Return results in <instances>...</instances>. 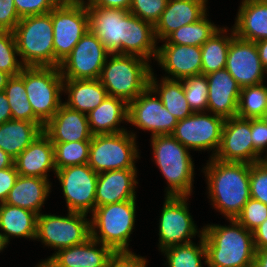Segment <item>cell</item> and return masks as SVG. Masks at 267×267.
Listing matches in <instances>:
<instances>
[{
  "instance_id": "6da1fadb",
  "label": "cell",
  "mask_w": 267,
  "mask_h": 267,
  "mask_svg": "<svg viewBox=\"0 0 267 267\" xmlns=\"http://www.w3.org/2000/svg\"><path fill=\"white\" fill-rule=\"evenodd\" d=\"M212 205L227 219H236L250 197V164L211 158L204 168Z\"/></svg>"
},
{
  "instance_id": "7a4b0ae2",
  "label": "cell",
  "mask_w": 267,
  "mask_h": 267,
  "mask_svg": "<svg viewBox=\"0 0 267 267\" xmlns=\"http://www.w3.org/2000/svg\"><path fill=\"white\" fill-rule=\"evenodd\" d=\"M230 226L207 225L202 228L208 267H250L255 258L253 232L236 219Z\"/></svg>"
},
{
  "instance_id": "3957f363",
  "label": "cell",
  "mask_w": 267,
  "mask_h": 267,
  "mask_svg": "<svg viewBox=\"0 0 267 267\" xmlns=\"http://www.w3.org/2000/svg\"><path fill=\"white\" fill-rule=\"evenodd\" d=\"M111 56L110 61L106 60L104 63L99 80L108 96L118 97L129 103L149 86L152 68L148 60L139 56Z\"/></svg>"
},
{
  "instance_id": "277c9868",
  "label": "cell",
  "mask_w": 267,
  "mask_h": 267,
  "mask_svg": "<svg viewBox=\"0 0 267 267\" xmlns=\"http://www.w3.org/2000/svg\"><path fill=\"white\" fill-rule=\"evenodd\" d=\"M153 156L166 178V196H191L194 164L188 149L172 135L151 137Z\"/></svg>"
},
{
  "instance_id": "5b68a950",
  "label": "cell",
  "mask_w": 267,
  "mask_h": 267,
  "mask_svg": "<svg viewBox=\"0 0 267 267\" xmlns=\"http://www.w3.org/2000/svg\"><path fill=\"white\" fill-rule=\"evenodd\" d=\"M13 34L25 67H54L52 10L22 17Z\"/></svg>"
},
{
  "instance_id": "8992f818",
  "label": "cell",
  "mask_w": 267,
  "mask_h": 267,
  "mask_svg": "<svg viewBox=\"0 0 267 267\" xmlns=\"http://www.w3.org/2000/svg\"><path fill=\"white\" fill-rule=\"evenodd\" d=\"M135 200L96 207L90 221L91 237L114 252L130 251L128 241L135 224Z\"/></svg>"
},
{
  "instance_id": "52a82bcc",
  "label": "cell",
  "mask_w": 267,
  "mask_h": 267,
  "mask_svg": "<svg viewBox=\"0 0 267 267\" xmlns=\"http://www.w3.org/2000/svg\"><path fill=\"white\" fill-rule=\"evenodd\" d=\"M63 77L59 67H24V87L35 116L45 125L62 102Z\"/></svg>"
},
{
  "instance_id": "ba28073f",
  "label": "cell",
  "mask_w": 267,
  "mask_h": 267,
  "mask_svg": "<svg viewBox=\"0 0 267 267\" xmlns=\"http://www.w3.org/2000/svg\"><path fill=\"white\" fill-rule=\"evenodd\" d=\"M135 135L127 131L93 135L88 165L98 174L118 169H136L134 164L139 152Z\"/></svg>"
},
{
  "instance_id": "9c48e42d",
  "label": "cell",
  "mask_w": 267,
  "mask_h": 267,
  "mask_svg": "<svg viewBox=\"0 0 267 267\" xmlns=\"http://www.w3.org/2000/svg\"><path fill=\"white\" fill-rule=\"evenodd\" d=\"M85 2L61 1L52 10L54 67H59L89 30Z\"/></svg>"
},
{
  "instance_id": "30bf717a",
  "label": "cell",
  "mask_w": 267,
  "mask_h": 267,
  "mask_svg": "<svg viewBox=\"0 0 267 267\" xmlns=\"http://www.w3.org/2000/svg\"><path fill=\"white\" fill-rule=\"evenodd\" d=\"M87 214L68 211L67 216L37 215L36 238L58 251L83 244L91 238Z\"/></svg>"
},
{
  "instance_id": "8fae6325",
  "label": "cell",
  "mask_w": 267,
  "mask_h": 267,
  "mask_svg": "<svg viewBox=\"0 0 267 267\" xmlns=\"http://www.w3.org/2000/svg\"><path fill=\"white\" fill-rule=\"evenodd\" d=\"M111 53L90 31L83 35L72 52L60 63L63 79H99Z\"/></svg>"
},
{
  "instance_id": "7c38bea8",
  "label": "cell",
  "mask_w": 267,
  "mask_h": 267,
  "mask_svg": "<svg viewBox=\"0 0 267 267\" xmlns=\"http://www.w3.org/2000/svg\"><path fill=\"white\" fill-rule=\"evenodd\" d=\"M224 122V118L214 114L193 112L190 116L178 120L171 135L187 149L199 151L213 149L210 157L214 158L221 143Z\"/></svg>"
},
{
  "instance_id": "4fadbf2b",
  "label": "cell",
  "mask_w": 267,
  "mask_h": 267,
  "mask_svg": "<svg viewBox=\"0 0 267 267\" xmlns=\"http://www.w3.org/2000/svg\"><path fill=\"white\" fill-rule=\"evenodd\" d=\"M68 211L85 213L96 208L98 173L88 164L68 166L56 170Z\"/></svg>"
},
{
  "instance_id": "5bb4252c",
  "label": "cell",
  "mask_w": 267,
  "mask_h": 267,
  "mask_svg": "<svg viewBox=\"0 0 267 267\" xmlns=\"http://www.w3.org/2000/svg\"><path fill=\"white\" fill-rule=\"evenodd\" d=\"M188 196H166L159 222V248L191 243L198 233L189 213Z\"/></svg>"
},
{
  "instance_id": "9a60e30c",
  "label": "cell",
  "mask_w": 267,
  "mask_h": 267,
  "mask_svg": "<svg viewBox=\"0 0 267 267\" xmlns=\"http://www.w3.org/2000/svg\"><path fill=\"white\" fill-rule=\"evenodd\" d=\"M148 86L135 100L128 103V123L157 135H171L178 123Z\"/></svg>"
},
{
  "instance_id": "2e32d148",
  "label": "cell",
  "mask_w": 267,
  "mask_h": 267,
  "mask_svg": "<svg viewBox=\"0 0 267 267\" xmlns=\"http://www.w3.org/2000/svg\"><path fill=\"white\" fill-rule=\"evenodd\" d=\"M89 30L111 54L125 55L127 10L103 8L87 2Z\"/></svg>"
},
{
  "instance_id": "e0dca14e",
  "label": "cell",
  "mask_w": 267,
  "mask_h": 267,
  "mask_svg": "<svg viewBox=\"0 0 267 267\" xmlns=\"http://www.w3.org/2000/svg\"><path fill=\"white\" fill-rule=\"evenodd\" d=\"M215 159L222 162L255 163V148L251 139V119H225L221 143Z\"/></svg>"
},
{
  "instance_id": "ac0fdd59",
  "label": "cell",
  "mask_w": 267,
  "mask_h": 267,
  "mask_svg": "<svg viewBox=\"0 0 267 267\" xmlns=\"http://www.w3.org/2000/svg\"><path fill=\"white\" fill-rule=\"evenodd\" d=\"M225 68L241 88L263 83L266 73L256 43L236 35L230 41Z\"/></svg>"
},
{
  "instance_id": "d6986e66",
  "label": "cell",
  "mask_w": 267,
  "mask_h": 267,
  "mask_svg": "<svg viewBox=\"0 0 267 267\" xmlns=\"http://www.w3.org/2000/svg\"><path fill=\"white\" fill-rule=\"evenodd\" d=\"M208 81L207 111L224 119L237 116L241 87L226 68L206 75Z\"/></svg>"
},
{
  "instance_id": "ffe728a7",
  "label": "cell",
  "mask_w": 267,
  "mask_h": 267,
  "mask_svg": "<svg viewBox=\"0 0 267 267\" xmlns=\"http://www.w3.org/2000/svg\"><path fill=\"white\" fill-rule=\"evenodd\" d=\"M159 65L172 77L166 79L182 80L188 76L201 74V47L191 45L163 44L157 48Z\"/></svg>"
},
{
  "instance_id": "44dd1931",
  "label": "cell",
  "mask_w": 267,
  "mask_h": 267,
  "mask_svg": "<svg viewBox=\"0 0 267 267\" xmlns=\"http://www.w3.org/2000/svg\"><path fill=\"white\" fill-rule=\"evenodd\" d=\"M43 133L51 142L91 141L93 136L87 115L69 108L64 102L44 125Z\"/></svg>"
},
{
  "instance_id": "7402d4cb",
  "label": "cell",
  "mask_w": 267,
  "mask_h": 267,
  "mask_svg": "<svg viewBox=\"0 0 267 267\" xmlns=\"http://www.w3.org/2000/svg\"><path fill=\"white\" fill-rule=\"evenodd\" d=\"M207 0H168L154 25L156 40H165L178 28L197 22L206 13Z\"/></svg>"
},
{
  "instance_id": "603a6c76",
  "label": "cell",
  "mask_w": 267,
  "mask_h": 267,
  "mask_svg": "<svg viewBox=\"0 0 267 267\" xmlns=\"http://www.w3.org/2000/svg\"><path fill=\"white\" fill-rule=\"evenodd\" d=\"M137 169H118L98 174L96 207L136 198Z\"/></svg>"
},
{
  "instance_id": "cb8c5ba5",
  "label": "cell",
  "mask_w": 267,
  "mask_h": 267,
  "mask_svg": "<svg viewBox=\"0 0 267 267\" xmlns=\"http://www.w3.org/2000/svg\"><path fill=\"white\" fill-rule=\"evenodd\" d=\"M14 166L21 176L48 179L49 170L56 172L54 145L44 133L40 134L14 159Z\"/></svg>"
},
{
  "instance_id": "d4e9b609",
  "label": "cell",
  "mask_w": 267,
  "mask_h": 267,
  "mask_svg": "<svg viewBox=\"0 0 267 267\" xmlns=\"http://www.w3.org/2000/svg\"><path fill=\"white\" fill-rule=\"evenodd\" d=\"M97 244L101 247L97 248ZM113 253L110 247L91 237L83 244L57 251L51 258L56 267H106Z\"/></svg>"
},
{
  "instance_id": "484cf974",
  "label": "cell",
  "mask_w": 267,
  "mask_h": 267,
  "mask_svg": "<svg viewBox=\"0 0 267 267\" xmlns=\"http://www.w3.org/2000/svg\"><path fill=\"white\" fill-rule=\"evenodd\" d=\"M232 29L243 40L257 42L267 38V3L264 0H242Z\"/></svg>"
},
{
  "instance_id": "4316f807",
  "label": "cell",
  "mask_w": 267,
  "mask_h": 267,
  "mask_svg": "<svg viewBox=\"0 0 267 267\" xmlns=\"http://www.w3.org/2000/svg\"><path fill=\"white\" fill-rule=\"evenodd\" d=\"M51 184L48 179L19 175L4 203L30 210L37 215L49 196Z\"/></svg>"
},
{
  "instance_id": "83f0119b",
  "label": "cell",
  "mask_w": 267,
  "mask_h": 267,
  "mask_svg": "<svg viewBox=\"0 0 267 267\" xmlns=\"http://www.w3.org/2000/svg\"><path fill=\"white\" fill-rule=\"evenodd\" d=\"M87 117L93 135L125 132L127 130L118 128V125L122 121L128 122V103L121 98L107 96Z\"/></svg>"
},
{
  "instance_id": "f1b7e54d",
  "label": "cell",
  "mask_w": 267,
  "mask_h": 267,
  "mask_svg": "<svg viewBox=\"0 0 267 267\" xmlns=\"http://www.w3.org/2000/svg\"><path fill=\"white\" fill-rule=\"evenodd\" d=\"M63 92L68 94L64 104L86 115L108 96L99 79H64Z\"/></svg>"
},
{
  "instance_id": "f546056e",
  "label": "cell",
  "mask_w": 267,
  "mask_h": 267,
  "mask_svg": "<svg viewBox=\"0 0 267 267\" xmlns=\"http://www.w3.org/2000/svg\"><path fill=\"white\" fill-rule=\"evenodd\" d=\"M154 25L126 12L125 55H135L149 60L156 58L157 47Z\"/></svg>"
},
{
  "instance_id": "4dcf8cb0",
  "label": "cell",
  "mask_w": 267,
  "mask_h": 267,
  "mask_svg": "<svg viewBox=\"0 0 267 267\" xmlns=\"http://www.w3.org/2000/svg\"><path fill=\"white\" fill-rule=\"evenodd\" d=\"M42 133L37 123L11 119L0 125V149L15 159Z\"/></svg>"
},
{
  "instance_id": "1f68e13d",
  "label": "cell",
  "mask_w": 267,
  "mask_h": 267,
  "mask_svg": "<svg viewBox=\"0 0 267 267\" xmlns=\"http://www.w3.org/2000/svg\"><path fill=\"white\" fill-rule=\"evenodd\" d=\"M37 214L18 206L0 204V230L6 242L10 236L36 238Z\"/></svg>"
},
{
  "instance_id": "d6a6232c",
  "label": "cell",
  "mask_w": 267,
  "mask_h": 267,
  "mask_svg": "<svg viewBox=\"0 0 267 267\" xmlns=\"http://www.w3.org/2000/svg\"><path fill=\"white\" fill-rule=\"evenodd\" d=\"M158 84L154 77V72H151L149 77V87L160 98L163 106L178 120L190 116L193 111L188 105L183 90L181 80H171L162 78Z\"/></svg>"
},
{
  "instance_id": "836d02e7",
  "label": "cell",
  "mask_w": 267,
  "mask_h": 267,
  "mask_svg": "<svg viewBox=\"0 0 267 267\" xmlns=\"http://www.w3.org/2000/svg\"><path fill=\"white\" fill-rule=\"evenodd\" d=\"M227 28H220L201 46L202 67L201 74L207 75L211 72L224 69L226 66L227 53L230 47V41L235 36L234 29L228 37L223 35L227 33Z\"/></svg>"
},
{
  "instance_id": "e575fe53",
  "label": "cell",
  "mask_w": 267,
  "mask_h": 267,
  "mask_svg": "<svg viewBox=\"0 0 267 267\" xmlns=\"http://www.w3.org/2000/svg\"><path fill=\"white\" fill-rule=\"evenodd\" d=\"M4 93L9 101L12 119L37 123L42 129L44 124L35 116L28 101L24 87V68L17 76H12L5 86Z\"/></svg>"
},
{
  "instance_id": "d590c367",
  "label": "cell",
  "mask_w": 267,
  "mask_h": 267,
  "mask_svg": "<svg viewBox=\"0 0 267 267\" xmlns=\"http://www.w3.org/2000/svg\"><path fill=\"white\" fill-rule=\"evenodd\" d=\"M218 28L214 23L212 24L206 14L197 22L184 25L174 32H172L165 40L164 44H176V45H191L199 46L208 40Z\"/></svg>"
},
{
  "instance_id": "8d00e7d4",
  "label": "cell",
  "mask_w": 267,
  "mask_h": 267,
  "mask_svg": "<svg viewBox=\"0 0 267 267\" xmlns=\"http://www.w3.org/2000/svg\"><path fill=\"white\" fill-rule=\"evenodd\" d=\"M199 245L193 242L183 245H174L165 248L163 252L167 257L168 267H202L201 259L206 260V248L203 239V230L199 231Z\"/></svg>"
},
{
  "instance_id": "74e56055",
  "label": "cell",
  "mask_w": 267,
  "mask_h": 267,
  "mask_svg": "<svg viewBox=\"0 0 267 267\" xmlns=\"http://www.w3.org/2000/svg\"><path fill=\"white\" fill-rule=\"evenodd\" d=\"M267 110V86L263 83L241 88L237 117L261 118Z\"/></svg>"
},
{
  "instance_id": "f35d334b",
  "label": "cell",
  "mask_w": 267,
  "mask_h": 267,
  "mask_svg": "<svg viewBox=\"0 0 267 267\" xmlns=\"http://www.w3.org/2000/svg\"><path fill=\"white\" fill-rule=\"evenodd\" d=\"M91 141L52 142L56 170L88 164Z\"/></svg>"
},
{
  "instance_id": "ab89813d",
  "label": "cell",
  "mask_w": 267,
  "mask_h": 267,
  "mask_svg": "<svg viewBox=\"0 0 267 267\" xmlns=\"http://www.w3.org/2000/svg\"><path fill=\"white\" fill-rule=\"evenodd\" d=\"M185 98L193 112H204L208 106V81L206 75L188 76L181 80Z\"/></svg>"
},
{
  "instance_id": "60d3db41",
  "label": "cell",
  "mask_w": 267,
  "mask_h": 267,
  "mask_svg": "<svg viewBox=\"0 0 267 267\" xmlns=\"http://www.w3.org/2000/svg\"><path fill=\"white\" fill-rule=\"evenodd\" d=\"M16 56L19 55L13 32L0 31V70L11 76L19 75L25 66Z\"/></svg>"
},
{
  "instance_id": "b9f144b4",
  "label": "cell",
  "mask_w": 267,
  "mask_h": 267,
  "mask_svg": "<svg viewBox=\"0 0 267 267\" xmlns=\"http://www.w3.org/2000/svg\"><path fill=\"white\" fill-rule=\"evenodd\" d=\"M267 218V205L250 198L236 220L247 230L253 232Z\"/></svg>"
},
{
  "instance_id": "7bdbcfd3",
  "label": "cell",
  "mask_w": 267,
  "mask_h": 267,
  "mask_svg": "<svg viewBox=\"0 0 267 267\" xmlns=\"http://www.w3.org/2000/svg\"><path fill=\"white\" fill-rule=\"evenodd\" d=\"M168 0H132L129 12L153 25L165 10Z\"/></svg>"
},
{
  "instance_id": "ee69618b",
  "label": "cell",
  "mask_w": 267,
  "mask_h": 267,
  "mask_svg": "<svg viewBox=\"0 0 267 267\" xmlns=\"http://www.w3.org/2000/svg\"><path fill=\"white\" fill-rule=\"evenodd\" d=\"M250 197L267 205V161L250 164Z\"/></svg>"
},
{
  "instance_id": "f6af8a7d",
  "label": "cell",
  "mask_w": 267,
  "mask_h": 267,
  "mask_svg": "<svg viewBox=\"0 0 267 267\" xmlns=\"http://www.w3.org/2000/svg\"><path fill=\"white\" fill-rule=\"evenodd\" d=\"M60 2L61 0H14L20 18L49 13Z\"/></svg>"
},
{
  "instance_id": "bcb514c9",
  "label": "cell",
  "mask_w": 267,
  "mask_h": 267,
  "mask_svg": "<svg viewBox=\"0 0 267 267\" xmlns=\"http://www.w3.org/2000/svg\"><path fill=\"white\" fill-rule=\"evenodd\" d=\"M251 139L255 148V163L267 158L261 154L267 148V124L261 118H251Z\"/></svg>"
},
{
  "instance_id": "7dc6e473",
  "label": "cell",
  "mask_w": 267,
  "mask_h": 267,
  "mask_svg": "<svg viewBox=\"0 0 267 267\" xmlns=\"http://www.w3.org/2000/svg\"><path fill=\"white\" fill-rule=\"evenodd\" d=\"M146 259L131 251L114 252L108 259L106 267H146Z\"/></svg>"
},
{
  "instance_id": "c3c4849f",
  "label": "cell",
  "mask_w": 267,
  "mask_h": 267,
  "mask_svg": "<svg viewBox=\"0 0 267 267\" xmlns=\"http://www.w3.org/2000/svg\"><path fill=\"white\" fill-rule=\"evenodd\" d=\"M20 19L14 0H0V31L13 32Z\"/></svg>"
},
{
  "instance_id": "681fc988",
  "label": "cell",
  "mask_w": 267,
  "mask_h": 267,
  "mask_svg": "<svg viewBox=\"0 0 267 267\" xmlns=\"http://www.w3.org/2000/svg\"><path fill=\"white\" fill-rule=\"evenodd\" d=\"M19 174L15 166L0 170V204L4 203Z\"/></svg>"
},
{
  "instance_id": "f907efd6",
  "label": "cell",
  "mask_w": 267,
  "mask_h": 267,
  "mask_svg": "<svg viewBox=\"0 0 267 267\" xmlns=\"http://www.w3.org/2000/svg\"><path fill=\"white\" fill-rule=\"evenodd\" d=\"M253 239L256 250L267 248V218L253 231Z\"/></svg>"
},
{
  "instance_id": "816d5d0a",
  "label": "cell",
  "mask_w": 267,
  "mask_h": 267,
  "mask_svg": "<svg viewBox=\"0 0 267 267\" xmlns=\"http://www.w3.org/2000/svg\"><path fill=\"white\" fill-rule=\"evenodd\" d=\"M93 6L118 8L129 11L132 0H87Z\"/></svg>"
},
{
  "instance_id": "f5cc1de1",
  "label": "cell",
  "mask_w": 267,
  "mask_h": 267,
  "mask_svg": "<svg viewBox=\"0 0 267 267\" xmlns=\"http://www.w3.org/2000/svg\"><path fill=\"white\" fill-rule=\"evenodd\" d=\"M12 119L9 101L4 91L0 92V125Z\"/></svg>"
},
{
  "instance_id": "db71d44e",
  "label": "cell",
  "mask_w": 267,
  "mask_h": 267,
  "mask_svg": "<svg viewBox=\"0 0 267 267\" xmlns=\"http://www.w3.org/2000/svg\"><path fill=\"white\" fill-rule=\"evenodd\" d=\"M255 43H256V46L258 49L261 64H262V66H263V68L267 74V38L260 40V41H257Z\"/></svg>"
},
{
  "instance_id": "11a10c76",
  "label": "cell",
  "mask_w": 267,
  "mask_h": 267,
  "mask_svg": "<svg viewBox=\"0 0 267 267\" xmlns=\"http://www.w3.org/2000/svg\"><path fill=\"white\" fill-rule=\"evenodd\" d=\"M250 267H267V248L256 250Z\"/></svg>"
},
{
  "instance_id": "9f6ffc18",
  "label": "cell",
  "mask_w": 267,
  "mask_h": 267,
  "mask_svg": "<svg viewBox=\"0 0 267 267\" xmlns=\"http://www.w3.org/2000/svg\"><path fill=\"white\" fill-rule=\"evenodd\" d=\"M14 166V158L0 149V170Z\"/></svg>"
},
{
  "instance_id": "6f0895ef",
  "label": "cell",
  "mask_w": 267,
  "mask_h": 267,
  "mask_svg": "<svg viewBox=\"0 0 267 267\" xmlns=\"http://www.w3.org/2000/svg\"><path fill=\"white\" fill-rule=\"evenodd\" d=\"M11 77L12 76L10 74L0 70V92L4 91L5 86Z\"/></svg>"
},
{
  "instance_id": "680465c9",
  "label": "cell",
  "mask_w": 267,
  "mask_h": 267,
  "mask_svg": "<svg viewBox=\"0 0 267 267\" xmlns=\"http://www.w3.org/2000/svg\"><path fill=\"white\" fill-rule=\"evenodd\" d=\"M37 267H56L54 260L50 257L40 262Z\"/></svg>"
},
{
  "instance_id": "91938a15",
  "label": "cell",
  "mask_w": 267,
  "mask_h": 267,
  "mask_svg": "<svg viewBox=\"0 0 267 267\" xmlns=\"http://www.w3.org/2000/svg\"><path fill=\"white\" fill-rule=\"evenodd\" d=\"M6 245H8V243L6 242V240L4 239V236L2 235V233L0 232V252L6 248Z\"/></svg>"
},
{
  "instance_id": "94428289",
  "label": "cell",
  "mask_w": 267,
  "mask_h": 267,
  "mask_svg": "<svg viewBox=\"0 0 267 267\" xmlns=\"http://www.w3.org/2000/svg\"><path fill=\"white\" fill-rule=\"evenodd\" d=\"M261 119L267 124V110L264 112L263 116Z\"/></svg>"
},
{
  "instance_id": "6125c7cd",
  "label": "cell",
  "mask_w": 267,
  "mask_h": 267,
  "mask_svg": "<svg viewBox=\"0 0 267 267\" xmlns=\"http://www.w3.org/2000/svg\"><path fill=\"white\" fill-rule=\"evenodd\" d=\"M61 1H83V0H61Z\"/></svg>"
}]
</instances>
